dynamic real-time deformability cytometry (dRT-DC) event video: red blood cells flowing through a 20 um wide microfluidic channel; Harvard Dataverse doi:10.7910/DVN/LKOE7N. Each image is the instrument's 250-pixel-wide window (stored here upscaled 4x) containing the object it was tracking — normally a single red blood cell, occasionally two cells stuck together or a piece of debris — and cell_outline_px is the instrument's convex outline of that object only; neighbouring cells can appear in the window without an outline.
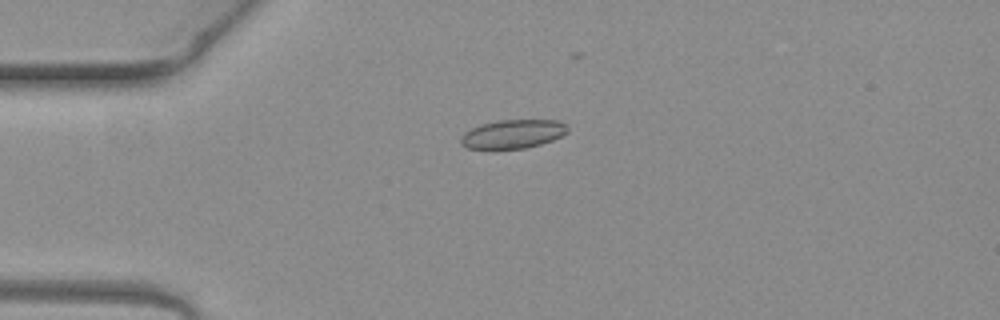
{"species": "common noctule bat (a hibernating species)", "species_latin": "Nyctalus noctula", "temperature_condition": "warm", "stored_images_in_passage": 3, "camera_frame_rate_fps": 3000, "um_per_image_px": 0.085, "animal": {"sex": "female", "body_mass_g": 19.3, "forearm_length_mm": 54.1}, "frame": {"image": 1, "passage_image": 1, "time_ms": 0.0, "image_size_px": [1000, 320], "cell_outline_px": [[568, 132], [552, 140], [540, 144], [524, 148], [468, 148], [460, 144], [460, 136], [464, 132], [480, 124], [500, 120], [560, 120], [568, 128]], "centroid_in_image_um": [43.58, 11.38], "position_along_channel_um": 41.4, "area_um2": 17.74}}
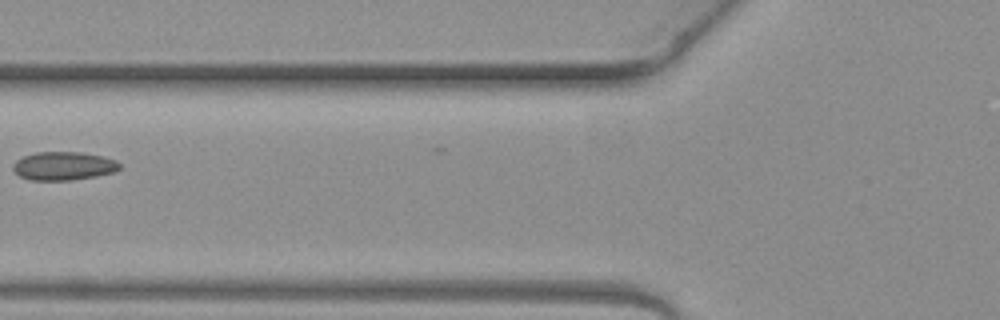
{"frame": {"image": 2, "passage_image": 3, "time_ms": 0.667, "image_size_px": [1000, 320], "cell_outline_px": [[120, 168], [116, 172], [96, 176], [72, 180], [32, 180], [20, 176], [12, 168], [12, 164], [16, 160], [24, 156], [36, 152], [80, 152], [104, 156], [116, 160], [120, 164]], "centroid_in_image_um": [5.43, 14.1], "position_along_channel_um": 120.4, "area_um2": 17.74}}